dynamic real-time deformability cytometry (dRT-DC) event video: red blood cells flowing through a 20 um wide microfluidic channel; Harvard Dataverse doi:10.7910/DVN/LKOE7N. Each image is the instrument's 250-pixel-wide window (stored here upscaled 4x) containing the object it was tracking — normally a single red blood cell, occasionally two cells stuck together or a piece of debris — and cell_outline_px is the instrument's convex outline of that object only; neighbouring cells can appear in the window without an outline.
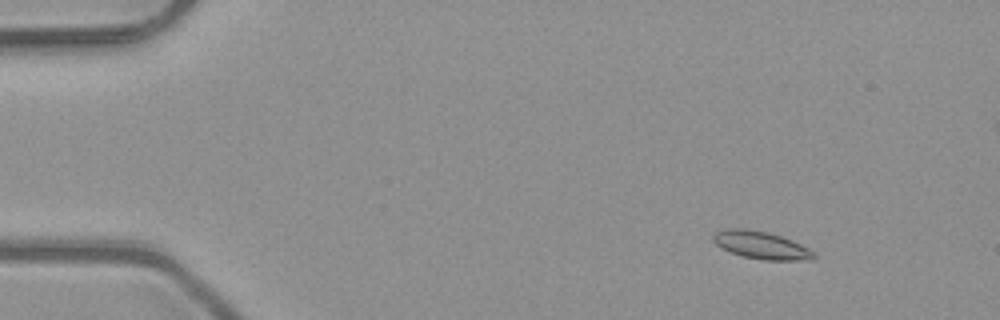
{"species": "common noctule bat (a hibernating species)", "species_latin": "Nyctalus noctula", "temperature_condition": "room temperature", "stored_images_in_passage": 6, "camera_frame_rate_fps": 3000, "um_per_image_px": 0.085, "animal": {"sex": "male", "body_mass_g": 23.1, "forearm_length_mm": 52.7}, "frame": {"image": 1, "passage_image": 2, "time_ms": 0.333, "image_size_px": [1000, 320], "cell_outline_px": [[816, 256], [808, 260], [764, 260], [744, 256], [732, 252], [716, 244], [712, 240], [712, 236], [716, 232], [724, 228], [744, 228], [768, 232], [792, 240], [808, 248]], "centroid_in_image_um": [64.68, 20.82], "position_along_channel_um": 20.3, "area_um2": 15.95}}
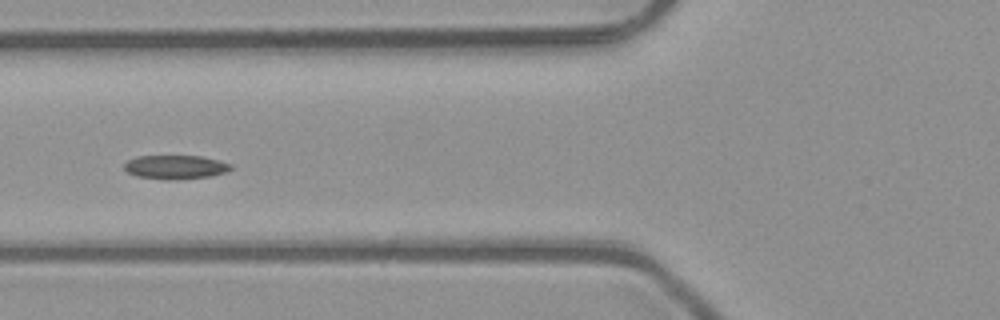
{"frame": {"image": 2, "passage_image": 6, "time_ms": 1.667, "image_size_px": [1000, 320], "cell_outline_px": [[232, 168], [228, 172], [212, 176], [172, 180], [164, 180], [136, 176], [128, 172], [124, 168], [124, 164], [128, 160], [136, 156], [204, 156], [220, 160], [232, 164]], "centroid_in_image_um": [14.95, 14.2], "position_along_channel_um": 110.8, "area_um2": 15.09}}